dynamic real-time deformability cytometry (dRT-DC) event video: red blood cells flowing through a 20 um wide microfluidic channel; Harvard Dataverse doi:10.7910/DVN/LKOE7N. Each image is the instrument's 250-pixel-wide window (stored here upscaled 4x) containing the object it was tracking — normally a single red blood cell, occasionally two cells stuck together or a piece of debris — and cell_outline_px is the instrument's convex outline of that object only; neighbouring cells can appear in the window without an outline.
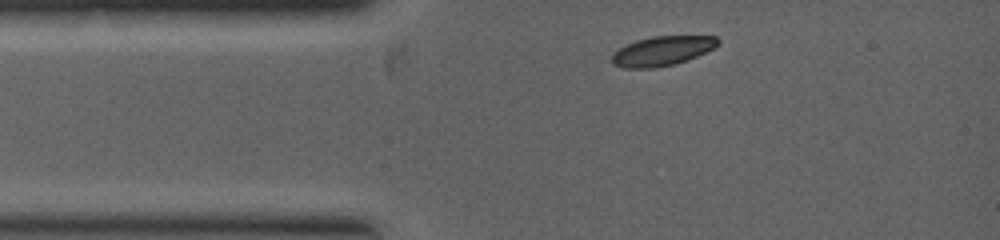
{"species": "common noctule bat (a hibernating species)", "species_latin": "Nyctalus noctula", "temperature_condition": "warm", "stored_images_in_passage": 2, "camera_frame_rate_fps": 5000, "um_per_image_px": 0.085, "animal": {"sex": "female", "body_mass_g": 19.0, "forearm_length_mm": 53.3}, "frame": {"image": 1, "passage_image": 1, "time_ms": 0.0, "image_size_px": [1000, 240], "cell_outline_px": [[720, 44], [696, 56], [672, 64], [652, 68], [624, 68], [612, 64], [612, 52], [636, 40], [652, 36], [716, 36], [720, 40]], "centroid_in_image_um": [56.26, 4.32], "position_along_channel_um": 28.7, "area_um2": 17.98}}
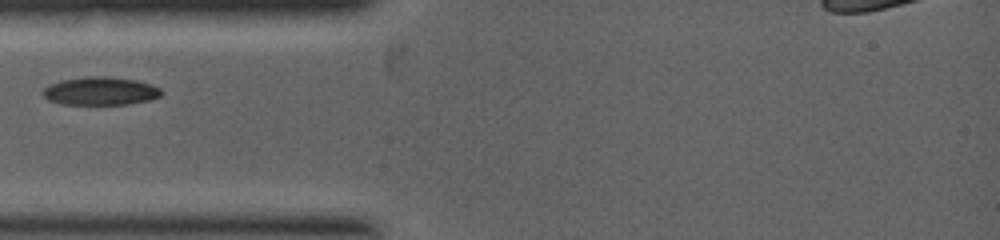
{"frame": {"image": 2, "passage_image": 2, "time_ms": 1.0, "image_size_px": [1000, 240], "cell_outline_px": [[164, 92], [160, 96], [148, 100], [128, 104], [60, 104], [48, 100], [44, 96], [44, 88], [48, 84], [60, 80], [84, 76], [104, 76], [136, 80], [152, 84], [160, 88]], "centroid_in_image_um": [8.53, 7.73], "position_along_channel_um": 76.5, "area_um2": 19.54}}